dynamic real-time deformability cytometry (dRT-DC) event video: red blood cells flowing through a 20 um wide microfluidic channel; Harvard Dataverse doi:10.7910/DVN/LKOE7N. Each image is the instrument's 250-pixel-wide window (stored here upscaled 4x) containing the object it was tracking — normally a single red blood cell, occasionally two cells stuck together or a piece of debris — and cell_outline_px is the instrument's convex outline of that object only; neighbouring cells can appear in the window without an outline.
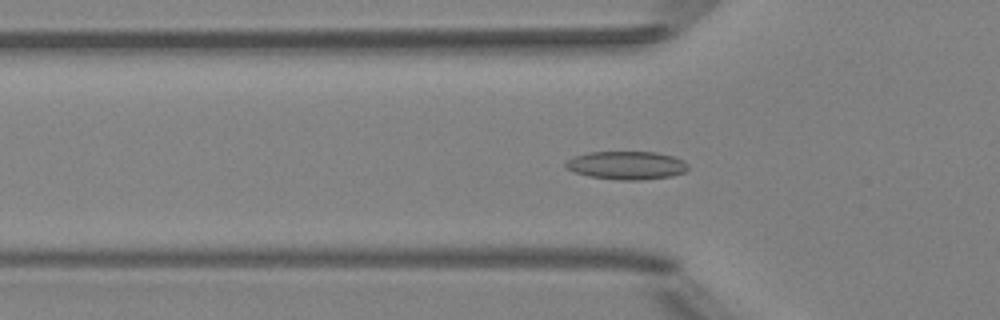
{"species": "Egyptian fruit bat (a non-hibernating species)", "species_latin": "Rousettus aegyptiacus", "temperature_condition": "room temperature", "stored_images_in_passage": 37, "camera_frame_rate_fps": 3000, "um_per_image_px": 0.085, "animal": {"sex": "female"}, "frame": {"image": 1, "passage_image": 3, "time_ms": 0.667, "image_size_px": [1000, 320], "cell_outline_px": [[688, 168], [684, 172], [672, 176], [640, 180], [616, 180], [588, 176], [564, 168], [564, 164], [572, 156], [588, 152], [656, 152], [672, 156], [684, 160], [688, 164]], "centroid_in_image_um": [53.24, 14.05], "position_along_channel_um": 72.6, "area_um2": 20.29}}
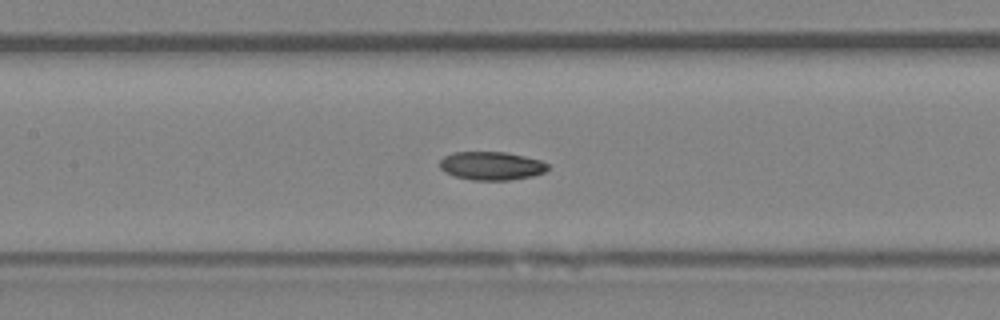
{"frame": {"image": 2, "passage_image": 10, "time_ms": 3.0, "image_size_px": [1000, 320], "cell_outline_px": [[548, 172], [532, 176], [512, 180], [472, 180], [456, 176], [444, 172], [440, 168], [440, 160], [444, 156], [452, 152], [504, 152], [524, 156], [540, 160], [548, 164]], "centroid_in_image_um": [41.78, 14.1], "position_along_channel_um": 165.6, "area_um2": 17.98}}
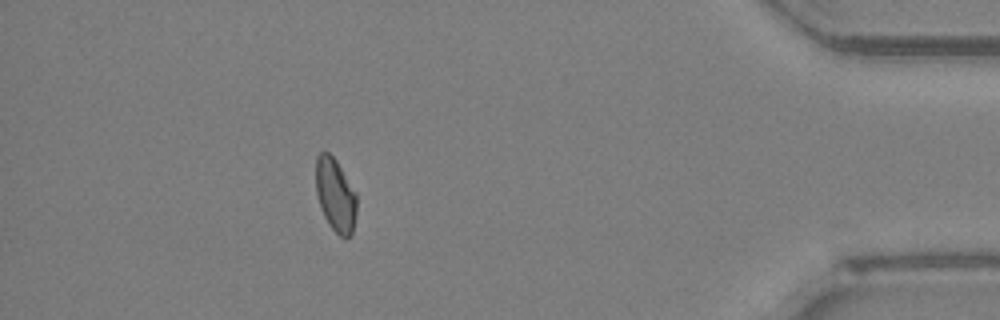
{"frame": {"image": 3, "passage_image": 32, "time_ms": 10.333, "image_size_px": [1000, 320], "cell_outline_px": [[356, 212], [352, 232], [344, 240], [328, 224], [324, 216], [316, 192], [316, 156], [320, 152], [328, 152], [336, 160], [356, 192]], "centroid_in_image_um": [28.51, 16.57], "position_along_channel_um": 406.7, "area_um2": 17.34}, "authors_computed_cell_mechanics": {"area_um2": 17.7446, "velocity_mm_per_s": 3.9894, "shape_relaxation_time_tau1_ms": null, "shape_relaxation_time_tau2_ms": 8.1228, "deformation_change_tau1": null, "deformation_change_tau2": 0.1228}}